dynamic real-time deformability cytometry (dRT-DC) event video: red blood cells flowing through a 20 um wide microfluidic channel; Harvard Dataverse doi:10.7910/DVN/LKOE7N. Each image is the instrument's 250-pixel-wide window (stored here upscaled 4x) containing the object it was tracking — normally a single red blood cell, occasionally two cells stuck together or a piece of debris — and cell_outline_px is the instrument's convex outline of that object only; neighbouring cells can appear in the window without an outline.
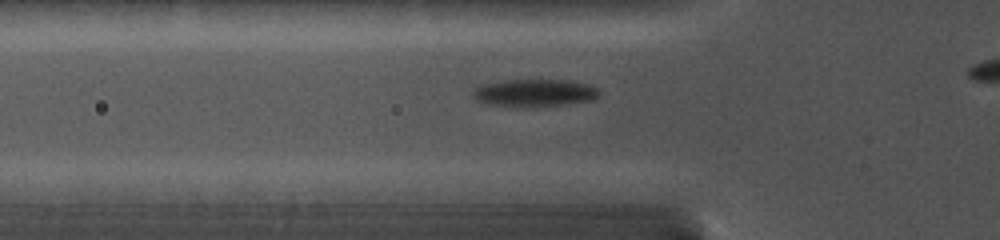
{"species": "common noctule bat (a hibernating species)", "species_latin": "Nyctalus noctula", "temperature_condition": "cold", "stored_images_in_passage": 5, "camera_frame_rate_fps": 5000, "um_per_image_px": 0.085, "animal": {"sex": "female", "body_mass_g": 19.0, "forearm_length_mm": 56.7}, "frame": {"image": 1, "passage_image": 5, "time_ms": 4.0, "image_size_px": [1000, 240], "cell_outline_px": [[600, 92], [592, 100], [532, 108], [520, 108], [488, 104], [476, 100], [472, 96], [472, 92], [480, 84], [504, 80], [564, 80], [588, 84], [600, 88]], "centroid_in_image_um": [45.39, 7.91], "position_along_channel_um": 80.4, "area_um2": 20.52}}